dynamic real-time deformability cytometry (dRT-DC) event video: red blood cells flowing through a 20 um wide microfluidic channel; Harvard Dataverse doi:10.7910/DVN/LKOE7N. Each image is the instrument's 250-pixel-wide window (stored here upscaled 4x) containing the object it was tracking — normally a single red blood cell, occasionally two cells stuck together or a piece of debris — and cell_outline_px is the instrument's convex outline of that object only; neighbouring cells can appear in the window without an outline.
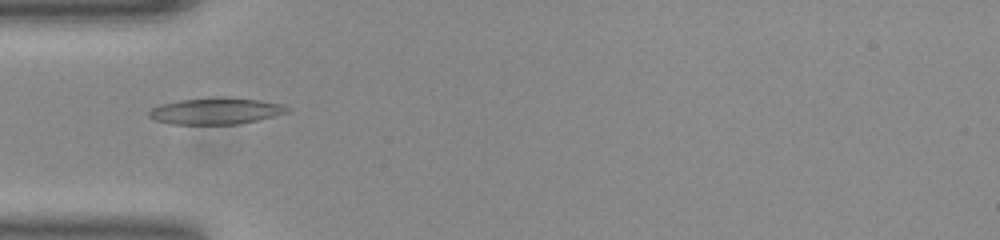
{"species": "common noctule bat (a hibernating species)", "species_latin": "Nyctalus noctula", "temperature_condition": "room temperature", "stored_images_in_passage": 36, "camera_frame_rate_fps": 3000, "um_per_image_px": 0.085, "animal": {"sex": "female", "body_mass_g": 23.0, "forearm_length_mm": 53.4}, "frame": {"image": 1, "passage_image": 1, "time_ms": 0.0, "image_size_px": [1000, 240], "cell_outline_px": [[288, 112], [256, 120], [236, 124], [172, 124], [156, 120], [148, 116], [148, 112], [152, 108], [160, 104], [180, 100], [260, 100], [280, 104], [288, 108]], "centroid_in_image_um": [18.27, 9.48], "position_along_channel_um": 66.7, "area_um2": 20.0}}
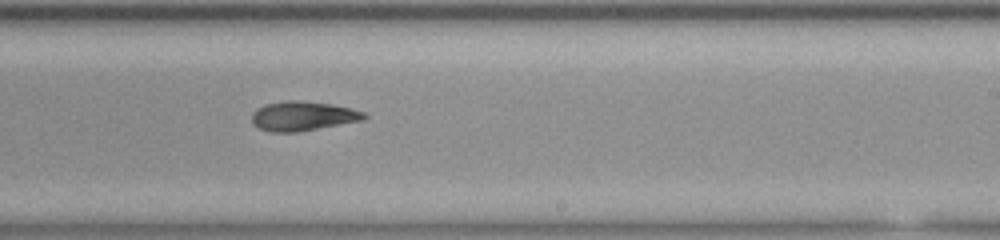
{"frame": {"image": 2, "passage_image": 16, "time_ms": 5.0, "image_size_px": [1000, 240], "cell_outline_px": [[368, 116], [364, 120], [296, 132], [268, 132], [252, 124], [252, 112], [256, 108], [264, 104], [288, 100], [300, 100], [332, 104], [352, 108], [364, 112]], "centroid_in_image_um": [25.73, 9.85], "position_along_channel_um": 263.3, "area_um2": 19.42}}
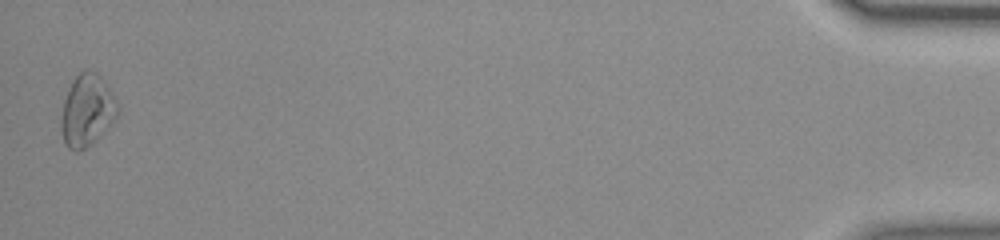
{"frame": {"image": 3, "passage_image": 36, "time_ms": 11.667, "image_size_px": [1000, 240], "cell_outline_px": [[120, 112], [116, 120], [92, 144], [80, 152], [76, 152], [68, 148], [64, 144], [60, 128], [60, 120], [64, 100], [68, 88], [72, 80], [84, 68], [88, 68], [96, 72], [100, 76], [112, 92], [120, 108]], "centroid_in_image_um": [7.4, 9.4], "position_along_channel_um": 427.8, "area_um2": 24.33}, "authors_computed_cell_mechanics": {"area_um2": 19.5942, "velocity_mm_per_s": 3.93, "shape_relaxation_time_tau1_ms": 7.711, "shape_relaxation_time_tau2_ms": null, "deformation_change_tau1": 0.1504, "deformation_change_tau2": null}}